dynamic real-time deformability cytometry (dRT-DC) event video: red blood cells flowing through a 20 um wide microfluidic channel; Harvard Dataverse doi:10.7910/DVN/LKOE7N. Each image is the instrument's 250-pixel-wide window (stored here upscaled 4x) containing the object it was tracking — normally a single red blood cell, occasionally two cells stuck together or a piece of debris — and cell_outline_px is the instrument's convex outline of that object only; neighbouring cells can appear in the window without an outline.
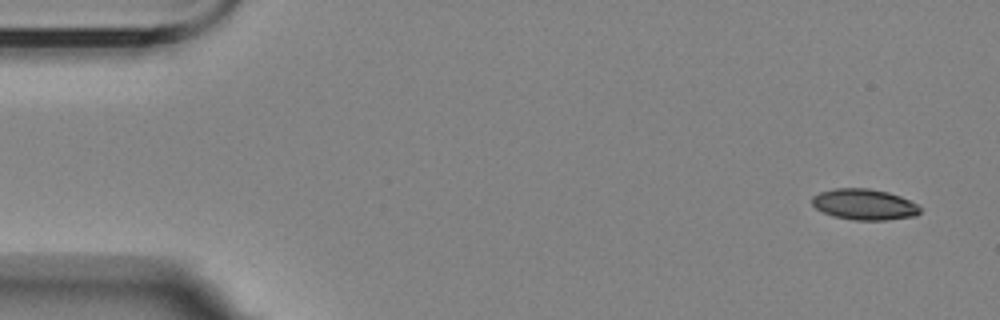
{"species": "Egyptian fruit bat (a non-hibernating species)", "species_latin": "Rousettus aegyptiacus", "temperature_condition": "room temperature", "stored_images_in_passage": 6, "camera_frame_rate_fps": 3000, "um_per_image_px": 0.085, "animal": {"sex": "female"}, "frame": {"image": 1, "passage_image": 1, "time_ms": 0.0, "image_size_px": [1000, 320], "cell_outline_px": [[920, 212], [916, 216], [884, 220], [856, 220], [832, 216], [816, 208], [812, 204], [812, 196], [820, 192], [836, 188], [868, 188], [888, 192], [900, 196], [916, 204], [920, 208]], "centroid_in_image_um": [73.45, 17.37], "position_along_channel_um": 11.5, "area_um2": 19.36}}
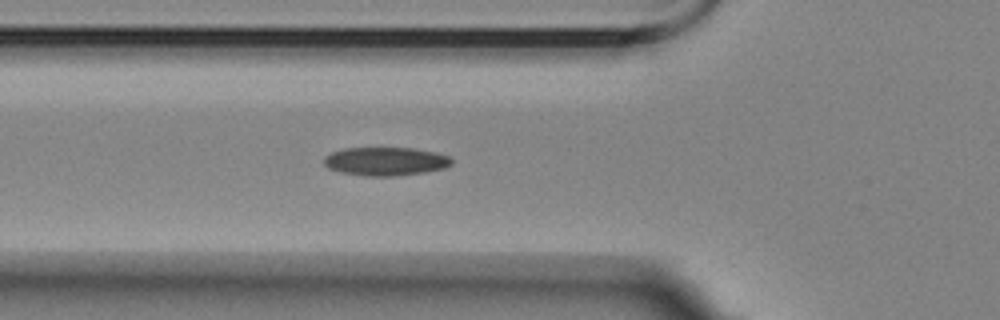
{"frame": {"image": 2, "passage_image": 6, "time_ms": 5.667, "image_size_px": [1000, 320], "cell_outline_px": [[452, 164], [444, 168], [424, 172], [396, 176], [364, 176], [340, 172], [328, 168], [324, 164], [324, 156], [332, 152], [344, 148], [412, 148], [436, 152], [448, 156], [452, 160]], "centroid_in_image_um": [32.75, 13.71], "position_along_channel_um": 93.0, "area_um2": 21.21}}